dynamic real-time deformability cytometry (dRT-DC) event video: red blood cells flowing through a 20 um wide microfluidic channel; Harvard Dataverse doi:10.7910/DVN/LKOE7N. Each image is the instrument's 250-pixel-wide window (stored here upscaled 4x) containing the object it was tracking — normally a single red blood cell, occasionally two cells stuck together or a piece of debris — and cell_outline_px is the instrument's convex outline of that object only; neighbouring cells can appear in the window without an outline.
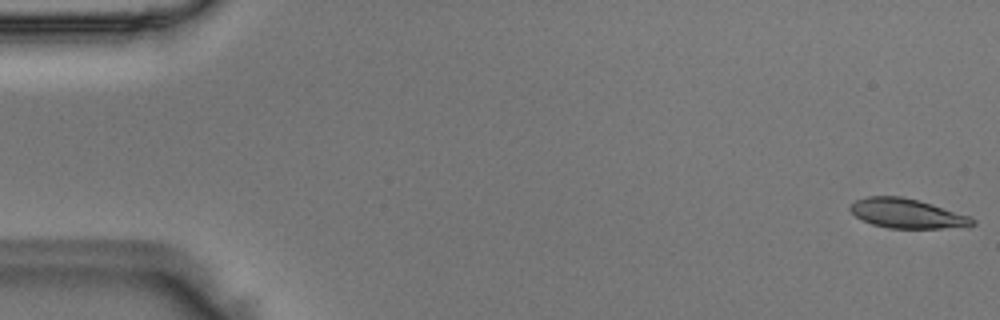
{"species": "Egyptian fruit bat (a non-hibernating species)", "species_latin": "Rousettus aegyptiacus", "temperature_condition": "room temperature", "stored_images_in_passage": 51, "camera_frame_rate_fps": 3000, "um_per_image_px": 0.085, "animal": {"sex": "male"}, "frame": {"image": 1, "passage_image": 1, "time_ms": 0.0, "image_size_px": [1000, 320], "cell_outline_px": [[976, 224], [968, 228], [888, 228], [872, 224], [856, 216], [848, 208], [856, 200], [868, 196], [900, 196], [920, 200], [972, 216], [976, 220]], "centroid_in_image_um": [77.2, 18.15], "position_along_channel_um": 7.8, "area_um2": 21.33}}
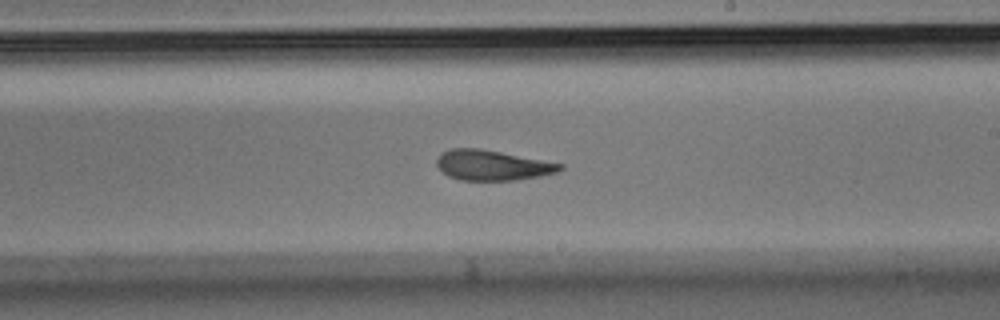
{"frame": {"image": 2, "passage_image": 30, "time_ms": 9.667, "image_size_px": [1000, 320], "cell_outline_px": [[564, 168], [560, 172], [540, 176], [516, 180], [460, 180], [448, 176], [436, 164], [436, 160], [440, 152], [452, 148], [476, 148], [500, 152], [564, 164]], "centroid_in_image_um": [41.86, 14.05], "position_along_channel_um": 247.1, "area_um2": 21.68}}
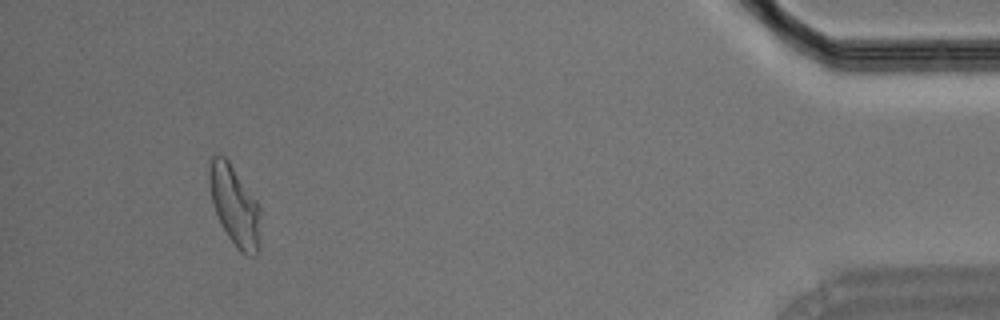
{"frame": {"image": 3, "passage_image": 48, "time_ms": 15.667, "image_size_px": [1000, 320], "cell_outline_px": [[260, 212], [256, 256], [248, 256], [240, 252], [236, 248], [228, 236], [216, 212], [212, 200], [208, 184], [208, 172], [212, 156], [224, 156], [228, 160], [256, 200], [260, 208]], "centroid_in_image_um": [19.92, 17.47], "position_along_channel_um": 415.3, "area_um2": 23.24}}